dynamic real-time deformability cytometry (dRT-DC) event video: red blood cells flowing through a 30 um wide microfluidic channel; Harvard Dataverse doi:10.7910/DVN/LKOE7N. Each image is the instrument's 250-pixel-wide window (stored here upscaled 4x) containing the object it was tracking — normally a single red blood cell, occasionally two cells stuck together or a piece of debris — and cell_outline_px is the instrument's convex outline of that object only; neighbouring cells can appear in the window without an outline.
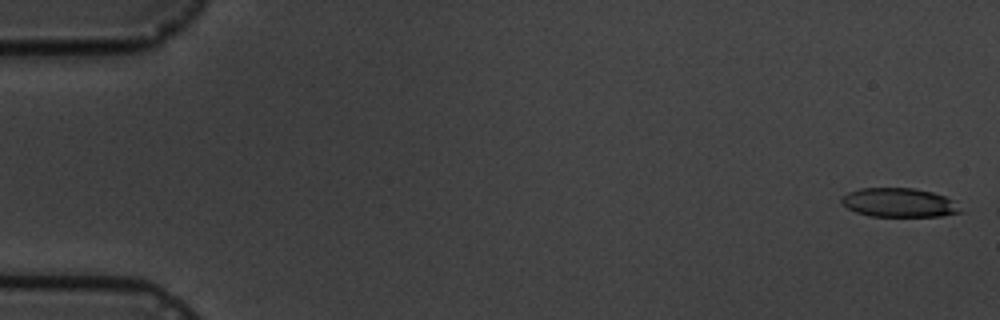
{"species": "common noctule bat (a hibernating species)", "species_latin": "Nyctalus noctula", "temperature_condition": "cold", "stored_images_in_passage": 3, "camera_frame_rate_fps": 3000, "um_per_image_px": 0.085, "animal": {"sex": "male", "body_mass_g": 19.5, "forearm_length_mm": 54.6}, "frame": {"image": 1, "passage_image": 1, "time_ms": 0.0, "image_size_px": [1000, 320], "cell_outline_px": [[964, 212], [940, 216], [868, 216], [856, 212], [840, 204], [840, 196], [848, 192], [860, 188], [912, 188], [932, 192], [956, 200]], "centroid_in_image_um": [76.42, 17.22], "position_along_channel_um": 8.6, "area_um2": 20.4}}